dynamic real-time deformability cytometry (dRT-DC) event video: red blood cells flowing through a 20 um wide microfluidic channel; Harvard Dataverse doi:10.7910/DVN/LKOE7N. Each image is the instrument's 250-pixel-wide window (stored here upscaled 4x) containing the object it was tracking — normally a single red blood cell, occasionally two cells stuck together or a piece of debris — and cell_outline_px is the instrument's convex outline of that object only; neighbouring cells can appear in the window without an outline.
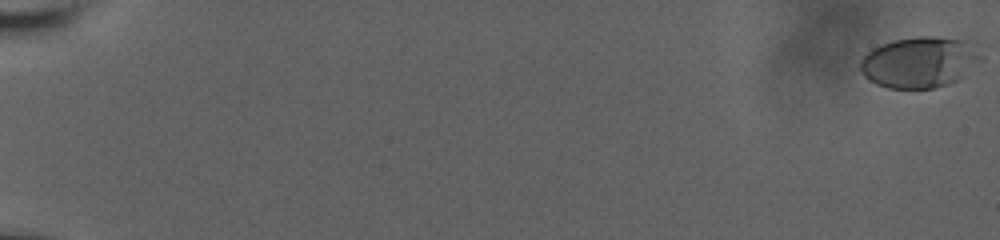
{"species": "human", "species_latin": "Homo sapiens", "temperature_condition": "room temperature", "stored_images_in_passage": 62, "camera_frame_rate_fps": 3000, "um_per_image_px": 0.085, "donor": {"sex": "male"}, "frame": {"image": 1, "passage_image": 1, "time_ms": 0.0, "image_size_px": [1000, 240], "cell_outline_px": [[984, 56], [980, 60], [956, 80], [948, 84], [932, 88], [888, 88], [876, 84], [868, 80], [860, 72], [860, 60], [872, 48], [880, 44], [896, 40], [920, 36], [936, 36], [964, 40]], "centroid_in_image_um": [78.1, 5.29], "position_along_channel_um": 6.9, "area_um2": 35.49}}
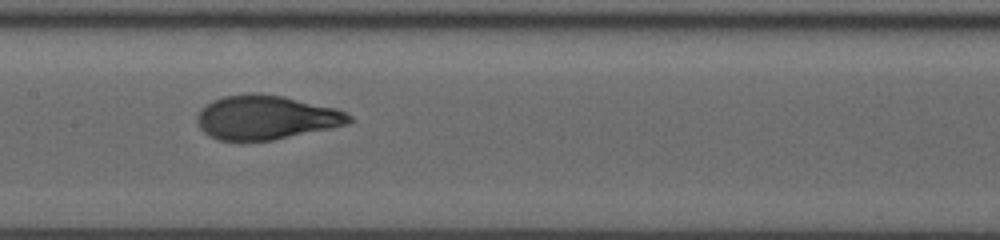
{"frame": {"image": 2, "passage_image": 35, "time_ms": 11.333, "image_size_px": [1000, 240], "cell_outline_px": [[356, 120], [348, 124], [332, 128], [272, 140], [220, 140], [204, 132], [200, 128], [196, 120], [196, 116], [200, 108], [204, 104], [212, 100], [224, 96], [248, 92], [260, 92], [284, 96], [336, 108], [352, 116]], "centroid_in_image_um": [22.61, 9.96], "position_along_channel_um": 184.8, "area_um2": 39.42}}
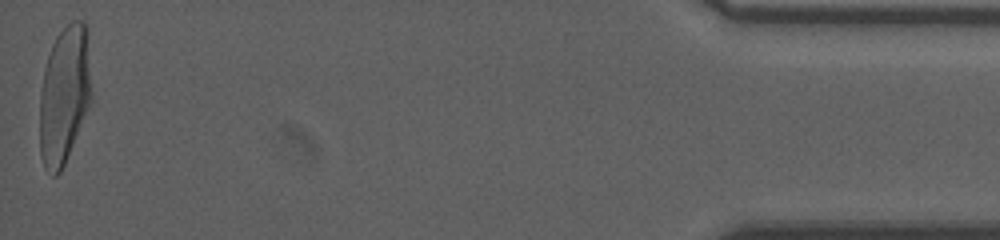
{"frame": {"image": 3, "passage_image": 62, "time_ms": 20.333, "image_size_px": [1000, 240], "cell_outline_px": [[92, 100], [64, 164], [60, 172], [56, 176], [52, 176], [44, 168], [40, 156], [40, 92], [44, 68], [52, 44], [56, 36], [72, 20], [84, 20], [88, 28], [92, 92]], "centroid_in_image_um": [5.49, 8.03], "position_along_channel_um": 429.7, "area_um2": 42.19}, "authors_computed_cell_mechanics": {"area_um2": 38.2636, "velocity_mm_per_s": 3.6368, "shape_relaxation_time_tau1_ms": 5.2859, "shape_relaxation_time_tau2_ms": null, "deformation_change_tau1": 0.2248, "deformation_change_tau2": null}}